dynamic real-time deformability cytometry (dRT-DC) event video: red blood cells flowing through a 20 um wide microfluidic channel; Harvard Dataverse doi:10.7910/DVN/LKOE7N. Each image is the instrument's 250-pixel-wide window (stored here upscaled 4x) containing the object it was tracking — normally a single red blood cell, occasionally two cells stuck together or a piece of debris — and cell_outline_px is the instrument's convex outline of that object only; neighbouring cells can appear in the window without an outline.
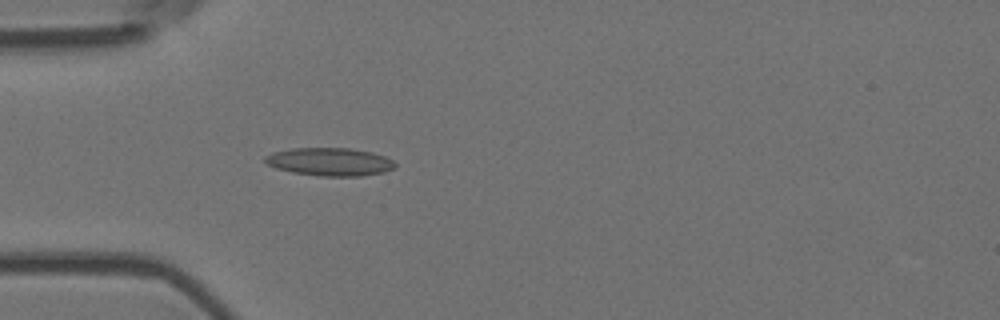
{"species": "Egyptian fruit bat (a non-hibernating species)", "species_latin": "Rousettus aegyptiacus", "temperature_condition": "room temperature", "stored_images_in_passage": 5, "camera_frame_rate_fps": 3000, "um_per_image_px": 0.085, "animal": {"sex": "female"}, "frame": {"image": 1, "passage_image": 5, "time_ms": 1.333, "image_size_px": [1000, 320], "cell_outline_px": [[396, 168], [384, 172], [360, 176], [320, 176], [292, 172], [276, 168], [268, 164], [264, 160], [264, 156], [272, 152], [292, 148], [348, 148], [372, 152], [384, 156], [392, 160], [396, 164]], "centroid_in_image_um": [28.03, 13.75], "position_along_channel_um": 57.0, "area_um2": 21.27}}